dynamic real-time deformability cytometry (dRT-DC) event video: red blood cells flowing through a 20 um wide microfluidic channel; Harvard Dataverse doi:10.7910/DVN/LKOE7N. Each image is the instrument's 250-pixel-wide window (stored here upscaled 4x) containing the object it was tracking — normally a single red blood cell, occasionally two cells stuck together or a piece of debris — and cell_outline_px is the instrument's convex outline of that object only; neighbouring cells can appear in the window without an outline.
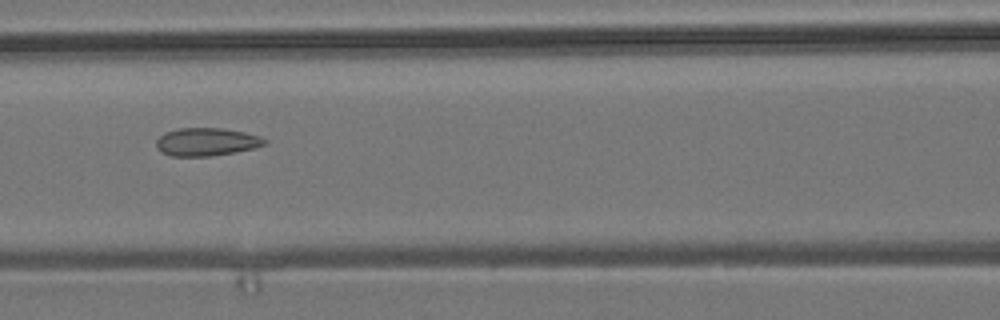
{"species": "common noctule bat (a hibernating species)", "species_latin": "Nyctalus noctula", "temperature_condition": "room temperature", "stored_images_in_passage": 7, "camera_frame_rate_fps": 3000, "um_per_image_px": 0.085, "animal": {"sex": "male", "body_mass_g": 19.2, "forearm_length_mm": 51.8}, "frame": {"image": 1, "passage_image": 6, "time_ms": 1.667, "image_size_px": [1000, 320], "cell_outline_px": [[268, 144], [256, 148], [208, 156], [172, 156], [160, 152], [156, 148], [156, 140], [164, 132], [180, 128], [224, 128], [244, 132], [260, 136], [268, 140]], "centroid_in_image_um": [17.56, 12.05], "position_along_channel_um": 149.0, "area_um2": 17.8}}
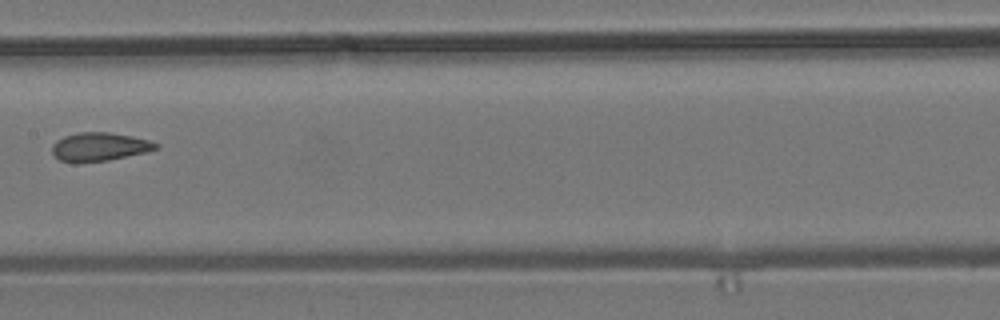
{"frame": {"image": 2, "passage_image": 7, "time_ms": 2.0, "image_size_px": [1000, 320], "cell_outline_px": [[160, 148], [144, 152], [108, 160], [76, 164], [72, 164], [60, 160], [52, 152], [52, 144], [56, 140], [64, 136], [80, 132], [108, 132], [132, 136], [148, 140], [160, 144]], "centroid_in_image_um": [8.42, 12.49], "position_along_channel_um": 199.0, "area_um2": 17.4}}